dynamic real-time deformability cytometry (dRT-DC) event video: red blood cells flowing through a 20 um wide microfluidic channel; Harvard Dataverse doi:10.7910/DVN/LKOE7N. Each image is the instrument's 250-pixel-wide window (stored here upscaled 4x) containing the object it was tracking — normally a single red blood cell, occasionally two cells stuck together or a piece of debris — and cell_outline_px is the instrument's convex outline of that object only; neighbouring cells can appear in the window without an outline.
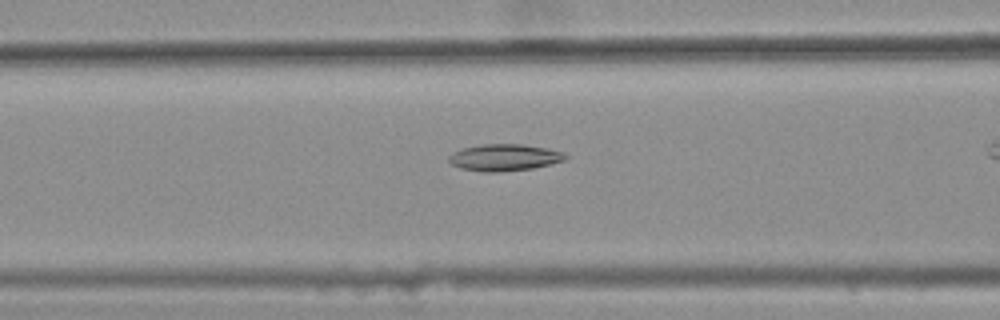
{"species": "common noctule bat (a hibernating species)", "species_latin": "Nyctalus noctula", "temperature_condition": "warm", "stored_images_in_passage": 33, "camera_frame_rate_fps": 3000, "um_per_image_px": 0.085, "animal": {"sex": "female", "body_mass_g": 25.1}, "frame": {"image": 1, "passage_image": 12, "time_ms": 3.667, "image_size_px": [1000, 320], "cell_outline_px": [[568, 156], [564, 160], [532, 168], [500, 172], [484, 172], [460, 168], [452, 164], [448, 160], [448, 156], [452, 152], [460, 148], [480, 144], [524, 144], [548, 148], [564, 152]], "centroid_in_image_um": [42.83, 13.37], "position_along_channel_um": 123.8, "area_um2": 18.32}}
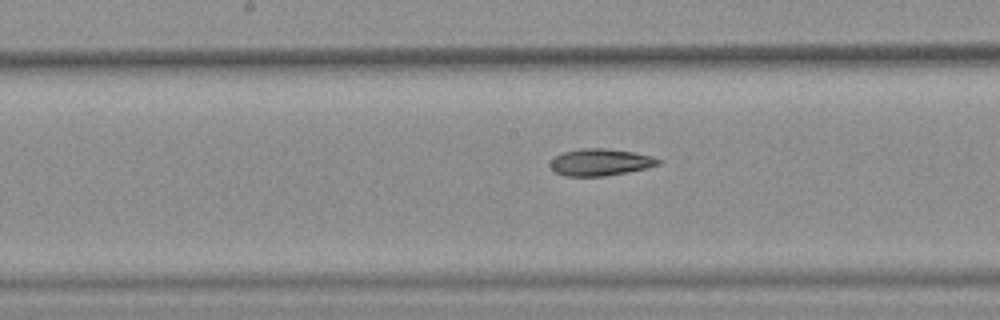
{"frame": {"image": 2, "passage_image": 18, "time_ms": 5.667, "image_size_px": [1000, 320], "cell_outline_px": [[660, 164], [628, 172], [604, 176], [564, 176], [556, 172], [548, 164], [556, 156], [564, 152], [580, 148], [604, 148], [632, 152], [652, 156], [660, 160]], "centroid_in_image_um": [51.0, 13.79], "position_along_channel_um": 197.2, "area_um2": 16.76}}
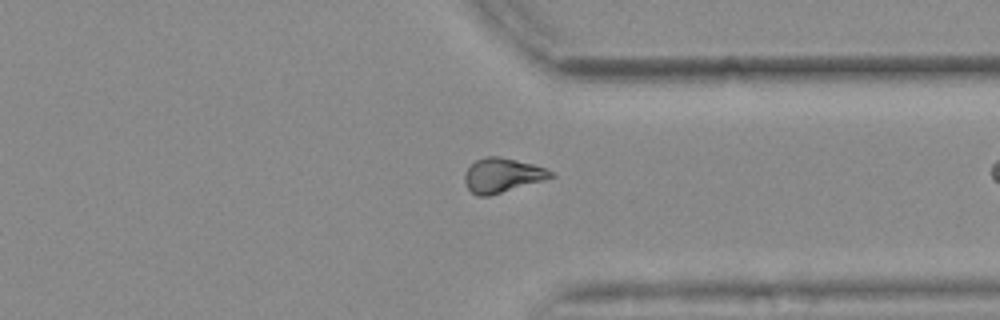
{"frame": {"image": 3, "passage_image": 32, "time_ms": 10.333, "image_size_px": [1000, 320], "cell_outline_px": [[556, 176], [544, 180], [488, 196], [476, 196], [468, 188], [464, 180], [464, 172], [476, 160], [488, 156], [500, 156], [532, 164], [544, 168], [552, 172]], "centroid_in_image_um": [42.67, 14.9], "position_along_channel_um": 368.7, "area_um2": 17.05}}